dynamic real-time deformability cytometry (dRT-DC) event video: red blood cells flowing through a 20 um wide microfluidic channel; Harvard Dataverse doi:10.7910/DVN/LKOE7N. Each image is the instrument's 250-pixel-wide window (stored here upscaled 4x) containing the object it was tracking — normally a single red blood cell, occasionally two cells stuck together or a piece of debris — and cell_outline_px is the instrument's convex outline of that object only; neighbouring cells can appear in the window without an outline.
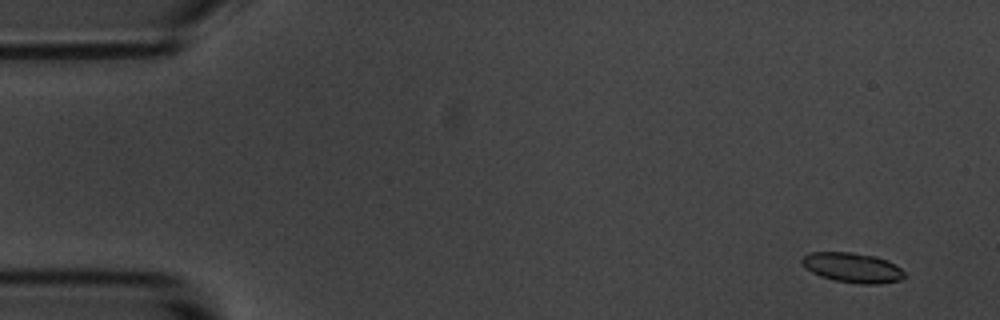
{"species": "common noctule bat (a hibernating species)", "species_latin": "Nyctalus noctula", "temperature_condition": "room temperature", "stored_images_in_passage": 7, "camera_frame_rate_fps": 3000, "um_per_image_px": 0.085, "animal": {"sex": "male", "body_mass_g": 20.1, "forearm_length_mm": 53.5}, "frame": {"image": 1, "passage_image": 2, "time_ms": 1.0, "image_size_px": [1000, 320], "cell_outline_px": [[904, 276], [900, 280], [880, 284], [860, 284], [836, 280], [820, 276], [804, 268], [800, 260], [804, 256], [812, 252], [852, 252], [876, 256], [888, 260], [900, 268], [904, 272]], "centroid_in_image_um": [72.45, 22.74], "position_along_channel_um": 12.5, "area_um2": 17.86}}
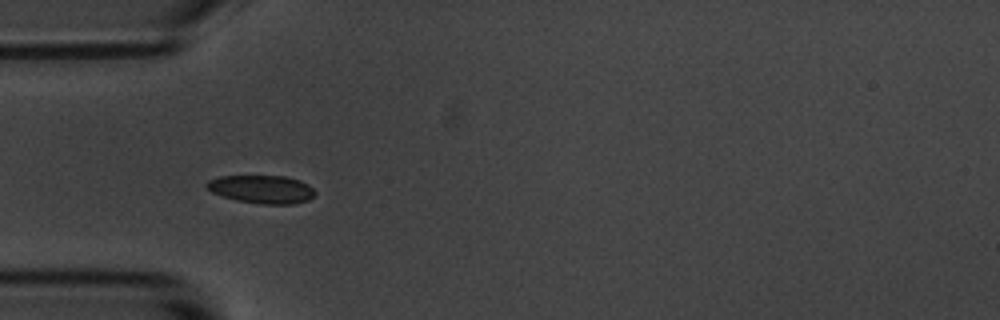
{"frame": {"image": 2, "passage_image": 6, "time_ms": 5.667, "image_size_px": [1000, 320], "cell_outline_px": [[316, 192], [308, 200], [292, 204], [260, 204], [236, 200], [212, 192], [204, 184], [208, 180], [220, 176], [284, 176], [300, 180], [308, 184]], "centroid_in_image_um": [22.25, 16.08], "position_along_channel_um": 62.8, "area_um2": 17.69}}